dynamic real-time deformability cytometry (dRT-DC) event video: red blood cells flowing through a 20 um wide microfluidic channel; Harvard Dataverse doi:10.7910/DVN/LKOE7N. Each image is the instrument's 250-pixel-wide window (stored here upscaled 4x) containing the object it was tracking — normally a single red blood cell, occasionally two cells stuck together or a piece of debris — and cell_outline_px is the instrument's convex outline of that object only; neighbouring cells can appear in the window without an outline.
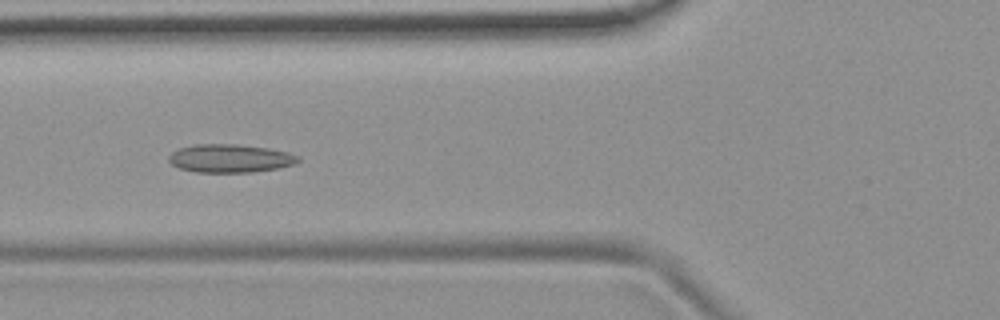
{"species": "common noctule bat (a hibernating species)", "species_latin": "Nyctalus noctula", "temperature_condition": "room temperature", "stored_images_in_passage": 54, "camera_frame_rate_fps": 3000, "um_per_image_px": 0.085, "animal": {"sex": "female", "body_mass_g": 19.9}, "frame": {"image": 1, "passage_image": 21, "time_ms": 6.667, "image_size_px": [1000, 320], "cell_outline_px": [[300, 160], [292, 164], [280, 168], [252, 172], [196, 172], [180, 168], [172, 164], [168, 160], [168, 156], [172, 152], [180, 148], [196, 144], [240, 144], [268, 148], [288, 152], [300, 156]], "centroid_in_image_um": [19.57, 13.46], "position_along_channel_um": 106.2, "area_um2": 21.33}}
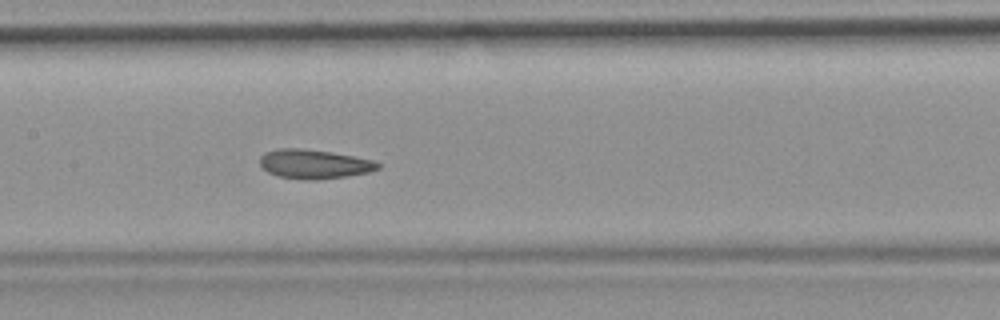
{"frame": {"image": 2, "passage_image": 27, "time_ms": 8.667, "image_size_px": [1000, 320], "cell_outline_px": [[380, 168], [368, 172], [348, 176], [316, 180], [304, 180], [280, 176], [268, 172], [260, 164], [260, 156], [264, 152], [276, 148], [300, 148], [332, 152], [376, 160], [380, 164]], "centroid_in_image_um": [26.72, 13.94], "position_along_channel_um": 180.7, "area_um2": 20.23}}
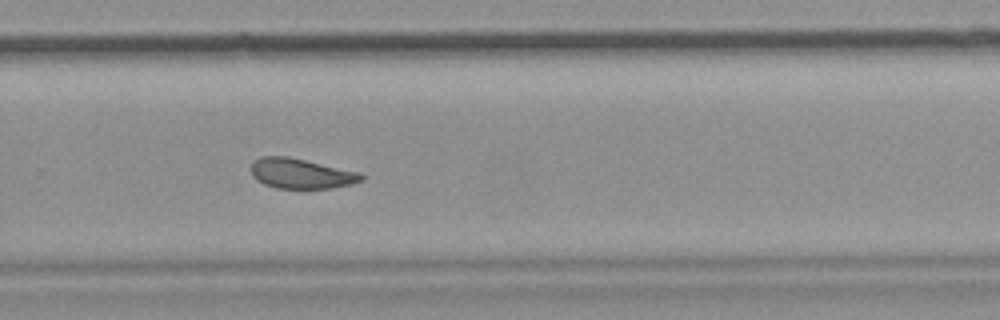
{"frame": {"image": 3, "passage_image": 37, "time_ms": 12.0, "image_size_px": [1000, 320], "cell_outline_px": [[364, 180], [352, 184], [332, 188], [276, 188], [264, 184], [256, 180], [252, 176], [252, 160], [260, 156], [288, 156], [364, 172]], "centroid_in_image_um": [25.64, 14.74], "position_along_channel_um": 304.2, "area_um2": 19.77}, "authors_computed_cell_mechanics": {"area_um2": 20.6057, "velocity_mm_per_s": 3.7205, "shape_relaxation_time_tau1_ms": null, "shape_relaxation_time_tau2_ms": 2.1105, "deformation_change_tau1": null, "deformation_change_tau2": 0.0742}}